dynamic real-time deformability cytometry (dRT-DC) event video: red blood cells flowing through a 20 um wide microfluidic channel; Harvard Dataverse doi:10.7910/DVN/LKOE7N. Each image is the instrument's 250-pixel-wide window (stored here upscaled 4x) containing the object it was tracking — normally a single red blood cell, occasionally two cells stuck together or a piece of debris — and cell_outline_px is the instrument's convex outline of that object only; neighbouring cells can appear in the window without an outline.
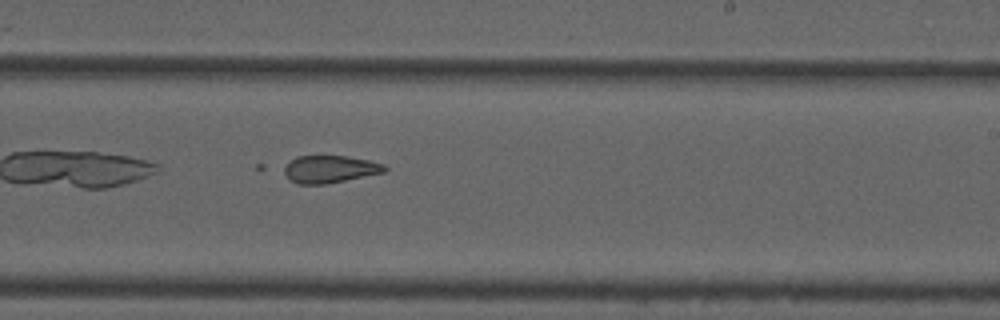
{"species": "common noctule bat (a hibernating species)", "species_latin": "Nyctalus noctula", "temperature_condition": "cold", "stored_images_in_passage": 33, "camera_frame_rate_fps": 3000, "um_per_image_px": 0.085, "animal": {"sex": "male", "forearm_length_mm": 52.5}, "frame": {"image": 1, "passage_image": 16, "time_ms": 5.0, "image_size_px": [1000, 320], "cell_outline_px": [[388, 168], [384, 172], [324, 184], [296, 184], [288, 180], [280, 168], [296, 156], [344, 156], [368, 160], [384, 164]], "centroid_in_image_um": [27.94, 14.38], "position_along_channel_um": 261.1, "area_um2": 16.13}}
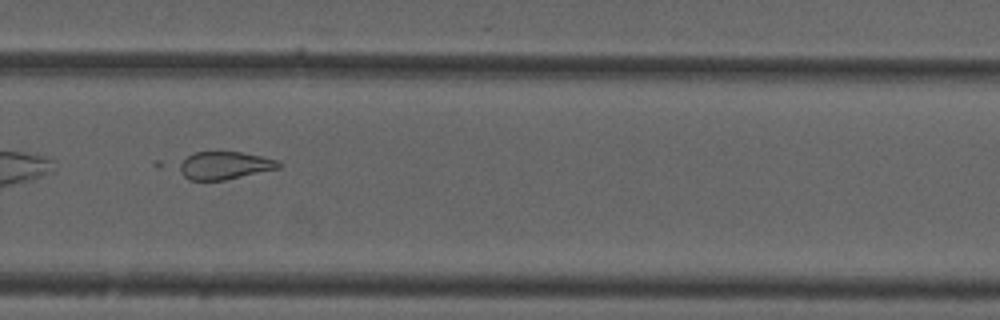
{"frame": {"image": 2, "passage_image": 20, "time_ms": 6.333, "image_size_px": [1000, 320], "cell_outline_px": [[280, 168], [224, 180], [188, 180], [156, 168], [152, 164], [156, 160], [196, 152], [240, 152], [260, 156], [276, 160], [280, 164]], "centroid_in_image_um": [18.32, 14.06], "position_along_channel_um": 311.5, "area_um2": 18.96}}